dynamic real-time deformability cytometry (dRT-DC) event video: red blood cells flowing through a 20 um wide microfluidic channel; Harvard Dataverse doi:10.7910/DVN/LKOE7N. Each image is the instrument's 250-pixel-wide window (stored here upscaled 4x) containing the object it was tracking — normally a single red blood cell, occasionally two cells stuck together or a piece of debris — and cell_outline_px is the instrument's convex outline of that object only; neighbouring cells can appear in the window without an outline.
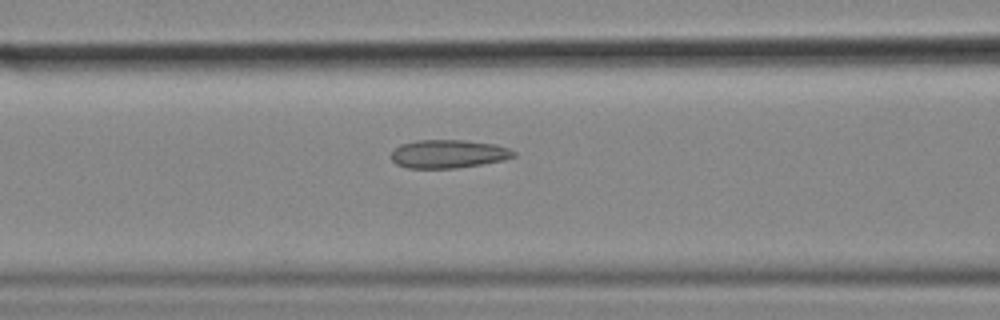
{"species": "common noctule bat (a hibernating species)", "species_latin": "Nyctalus noctula", "temperature_condition": "cold", "stored_images_in_passage": 33, "camera_frame_rate_fps": 3000, "um_per_image_px": 0.085, "animal": {"sex": "female", "body_mass_g": 18.4}, "frame": {"image": 1, "passage_image": 10, "time_ms": 3.0, "image_size_px": [1000, 320], "cell_outline_px": [[516, 156], [504, 160], [456, 168], [408, 168], [396, 164], [388, 156], [400, 144], [416, 140], [464, 140], [496, 144], [508, 148], [516, 152]], "centroid_in_image_um": [38.09, 13.08], "position_along_channel_um": 128.5, "area_um2": 20.35}}